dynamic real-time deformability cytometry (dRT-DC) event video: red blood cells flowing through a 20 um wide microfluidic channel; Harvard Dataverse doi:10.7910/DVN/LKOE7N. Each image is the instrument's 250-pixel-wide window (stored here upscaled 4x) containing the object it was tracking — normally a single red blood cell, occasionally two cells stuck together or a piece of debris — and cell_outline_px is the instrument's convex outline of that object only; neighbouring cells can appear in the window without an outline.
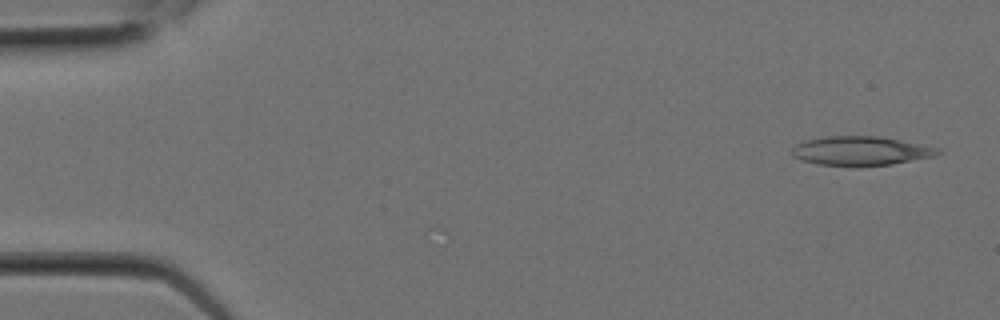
{"species": "Egyptian fruit bat (a non-hibernating species)", "species_latin": "Rousettus aegyptiacus", "temperature_condition": "room temperature", "stored_images_in_passage": 9, "camera_frame_rate_fps": 3000, "um_per_image_px": 0.085, "animal": {"sex": "female"}, "frame": {"image": 1, "passage_image": 1, "time_ms": 0.0, "image_size_px": [1000, 320], "cell_outline_px": [[944, 152], [932, 156], [892, 164], [860, 168], [856, 168], [816, 164], [800, 160], [792, 156], [792, 148], [796, 144], [804, 140], [824, 136], [880, 136], [940, 148]], "centroid_in_image_um": [73.12, 12.85], "position_along_channel_um": 11.9, "area_um2": 25.37}}
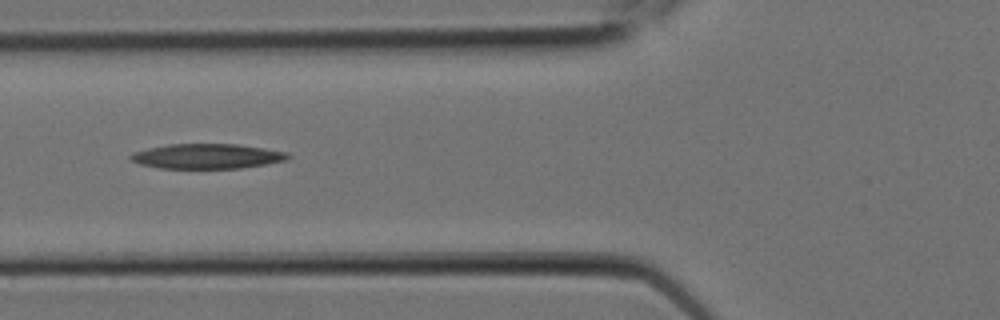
{"frame": {"image": 2, "passage_image": 7, "time_ms": 2.0, "image_size_px": [1000, 320], "cell_outline_px": [[292, 156], [288, 160], [240, 168], [160, 168], [140, 164], [132, 160], [128, 156], [132, 152], [148, 148], [168, 144], [236, 144], [264, 148], [288, 152]], "centroid_in_image_um": [17.61, 13.27], "position_along_channel_um": 108.2, "area_um2": 22.83}}
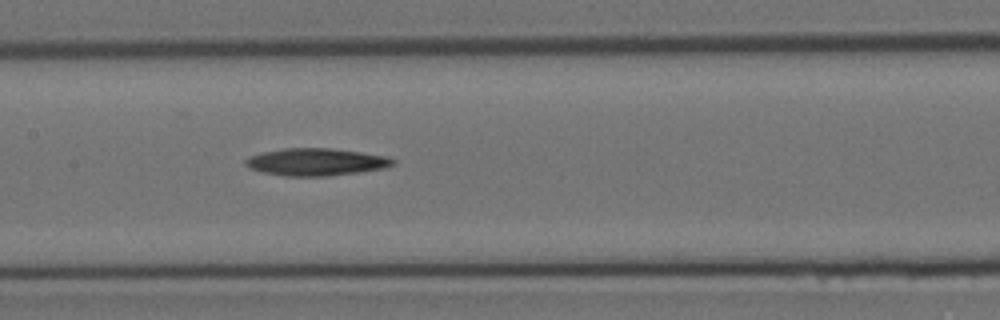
{"frame": {"image": 3, "passage_image": 9, "time_ms": 2.667, "image_size_px": [1000, 320], "cell_outline_px": [[396, 164], [388, 168], [328, 176], [284, 176], [264, 172], [248, 168], [244, 164], [244, 160], [248, 156], [264, 152], [284, 148], [332, 148], [388, 156], [396, 160]], "centroid_in_image_um": [26.89, 13.77], "position_along_channel_um": 180.5, "area_um2": 23.7}}